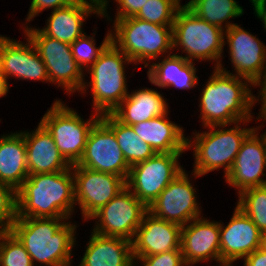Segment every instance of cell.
Here are the masks:
<instances>
[{
  "instance_id": "6da1fadb",
  "label": "cell",
  "mask_w": 266,
  "mask_h": 266,
  "mask_svg": "<svg viewBox=\"0 0 266 266\" xmlns=\"http://www.w3.org/2000/svg\"><path fill=\"white\" fill-rule=\"evenodd\" d=\"M67 218L17 217L10 231L34 266H72L78 223Z\"/></svg>"
},
{
  "instance_id": "7a4b0ae2",
  "label": "cell",
  "mask_w": 266,
  "mask_h": 266,
  "mask_svg": "<svg viewBox=\"0 0 266 266\" xmlns=\"http://www.w3.org/2000/svg\"><path fill=\"white\" fill-rule=\"evenodd\" d=\"M213 69L199 95L198 117L201 125H234L257 119L252 111L255 107L253 84L219 68Z\"/></svg>"
},
{
  "instance_id": "3957f363",
  "label": "cell",
  "mask_w": 266,
  "mask_h": 266,
  "mask_svg": "<svg viewBox=\"0 0 266 266\" xmlns=\"http://www.w3.org/2000/svg\"><path fill=\"white\" fill-rule=\"evenodd\" d=\"M16 197L17 217L72 219L76 208L72 167L29 175L16 191Z\"/></svg>"
},
{
  "instance_id": "277c9868",
  "label": "cell",
  "mask_w": 266,
  "mask_h": 266,
  "mask_svg": "<svg viewBox=\"0 0 266 266\" xmlns=\"http://www.w3.org/2000/svg\"><path fill=\"white\" fill-rule=\"evenodd\" d=\"M108 9H101L106 23L113 22L111 41L133 62V69L147 68L154 60L173 53V27L136 17L115 19ZM137 65V66H136Z\"/></svg>"
},
{
  "instance_id": "5b68a950",
  "label": "cell",
  "mask_w": 266,
  "mask_h": 266,
  "mask_svg": "<svg viewBox=\"0 0 266 266\" xmlns=\"http://www.w3.org/2000/svg\"><path fill=\"white\" fill-rule=\"evenodd\" d=\"M251 121H255L256 124L258 122L256 119L240 121L234 126L233 124L212 125L202 127L205 131L195 130L190 137L187 135L186 149L193 152L195 159L192 171L204 177L209 172L220 171L222 168L225 178L234 164L243 141L256 128L248 127Z\"/></svg>"
},
{
  "instance_id": "8992f818",
  "label": "cell",
  "mask_w": 266,
  "mask_h": 266,
  "mask_svg": "<svg viewBox=\"0 0 266 266\" xmlns=\"http://www.w3.org/2000/svg\"><path fill=\"white\" fill-rule=\"evenodd\" d=\"M132 63L111 41L97 61L84 72L85 79L79 94L83 97L91 91L93 112L99 115L112 113L128 96V72L125 68Z\"/></svg>"
},
{
  "instance_id": "52a82bcc",
  "label": "cell",
  "mask_w": 266,
  "mask_h": 266,
  "mask_svg": "<svg viewBox=\"0 0 266 266\" xmlns=\"http://www.w3.org/2000/svg\"><path fill=\"white\" fill-rule=\"evenodd\" d=\"M172 27L174 54L193 62H212L213 68L219 67L225 51L222 28L197 17L184 4L177 10Z\"/></svg>"
},
{
  "instance_id": "ba28073f",
  "label": "cell",
  "mask_w": 266,
  "mask_h": 266,
  "mask_svg": "<svg viewBox=\"0 0 266 266\" xmlns=\"http://www.w3.org/2000/svg\"><path fill=\"white\" fill-rule=\"evenodd\" d=\"M54 100L40 122L51 133L63 157L74 165L82 158L90 130L101 115L91 111L89 119L85 120L77 109L70 108L59 98Z\"/></svg>"
},
{
  "instance_id": "9c48e42d",
  "label": "cell",
  "mask_w": 266,
  "mask_h": 266,
  "mask_svg": "<svg viewBox=\"0 0 266 266\" xmlns=\"http://www.w3.org/2000/svg\"><path fill=\"white\" fill-rule=\"evenodd\" d=\"M22 31L37 48L46 66L49 84L62 88L68 96L80 93L85 73L74 58L71 45L46 36L39 27L30 24Z\"/></svg>"
},
{
  "instance_id": "30bf717a",
  "label": "cell",
  "mask_w": 266,
  "mask_h": 266,
  "mask_svg": "<svg viewBox=\"0 0 266 266\" xmlns=\"http://www.w3.org/2000/svg\"><path fill=\"white\" fill-rule=\"evenodd\" d=\"M185 152L156 153L130 167L126 187L147 207L178 176L184 167L179 162Z\"/></svg>"
},
{
  "instance_id": "8fae6325",
  "label": "cell",
  "mask_w": 266,
  "mask_h": 266,
  "mask_svg": "<svg viewBox=\"0 0 266 266\" xmlns=\"http://www.w3.org/2000/svg\"><path fill=\"white\" fill-rule=\"evenodd\" d=\"M147 212L148 207L125 187L89 220L99 235L132 241Z\"/></svg>"
},
{
  "instance_id": "7c38bea8",
  "label": "cell",
  "mask_w": 266,
  "mask_h": 266,
  "mask_svg": "<svg viewBox=\"0 0 266 266\" xmlns=\"http://www.w3.org/2000/svg\"><path fill=\"white\" fill-rule=\"evenodd\" d=\"M199 177L201 176L193 171L189 175L184 169L153 201L148 207V212L156 218L181 226L204 216L202 205L198 202V191L196 192L198 189L192 182V178L198 179Z\"/></svg>"
},
{
  "instance_id": "4fadbf2b",
  "label": "cell",
  "mask_w": 266,
  "mask_h": 266,
  "mask_svg": "<svg viewBox=\"0 0 266 266\" xmlns=\"http://www.w3.org/2000/svg\"><path fill=\"white\" fill-rule=\"evenodd\" d=\"M76 209L79 206L84 222L111 201L125 187L126 181L118 175L72 166Z\"/></svg>"
},
{
  "instance_id": "5bb4252c",
  "label": "cell",
  "mask_w": 266,
  "mask_h": 266,
  "mask_svg": "<svg viewBox=\"0 0 266 266\" xmlns=\"http://www.w3.org/2000/svg\"><path fill=\"white\" fill-rule=\"evenodd\" d=\"M251 33L238 24L224 31V47H228V60L234 71L226 69L224 62L218 68L254 84L266 66V45Z\"/></svg>"
},
{
  "instance_id": "9a60e30c",
  "label": "cell",
  "mask_w": 266,
  "mask_h": 266,
  "mask_svg": "<svg viewBox=\"0 0 266 266\" xmlns=\"http://www.w3.org/2000/svg\"><path fill=\"white\" fill-rule=\"evenodd\" d=\"M257 121L262 124L259 123L245 138L230 172L224 178L237 195L246 189L266 185V147L263 136L259 134L265 124L263 119Z\"/></svg>"
},
{
  "instance_id": "2e32d148",
  "label": "cell",
  "mask_w": 266,
  "mask_h": 266,
  "mask_svg": "<svg viewBox=\"0 0 266 266\" xmlns=\"http://www.w3.org/2000/svg\"><path fill=\"white\" fill-rule=\"evenodd\" d=\"M72 166L118 175L125 181L130 171L114 132L101 119L90 130L82 158Z\"/></svg>"
},
{
  "instance_id": "e0dca14e",
  "label": "cell",
  "mask_w": 266,
  "mask_h": 266,
  "mask_svg": "<svg viewBox=\"0 0 266 266\" xmlns=\"http://www.w3.org/2000/svg\"><path fill=\"white\" fill-rule=\"evenodd\" d=\"M219 227L221 266H235V261L261 247L263 233L236 205L229 222L219 220Z\"/></svg>"
},
{
  "instance_id": "ac0fdd59",
  "label": "cell",
  "mask_w": 266,
  "mask_h": 266,
  "mask_svg": "<svg viewBox=\"0 0 266 266\" xmlns=\"http://www.w3.org/2000/svg\"><path fill=\"white\" fill-rule=\"evenodd\" d=\"M181 250L187 266L213 261L221 266L219 221L201 216L183 225Z\"/></svg>"
},
{
  "instance_id": "d6986e66",
  "label": "cell",
  "mask_w": 266,
  "mask_h": 266,
  "mask_svg": "<svg viewBox=\"0 0 266 266\" xmlns=\"http://www.w3.org/2000/svg\"><path fill=\"white\" fill-rule=\"evenodd\" d=\"M101 17V4L98 0H76L75 2L51 11L46 26L40 30L51 38L72 44L86 32V20L93 15Z\"/></svg>"
},
{
  "instance_id": "ffe728a7",
  "label": "cell",
  "mask_w": 266,
  "mask_h": 266,
  "mask_svg": "<svg viewBox=\"0 0 266 266\" xmlns=\"http://www.w3.org/2000/svg\"><path fill=\"white\" fill-rule=\"evenodd\" d=\"M182 226L162 220L147 212L132 240L133 256H149L181 250Z\"/></svg>"
},
{
  "instance_id": "44dd1931",
  "label": "cell",
  "mask_w": 266,
  "mask_h": 266,
  "mask_svg": "<svg viewBox=\"0 0 266 266\" xmlns=\"http://www.w3.org/2000/svg\"><path fill=\"white\" fill-rule=\"evenodd\" d=\"M24 141L29 175L66 171L72 167L40 121L34 130H24Z\"/></svg>"
},
{
  "instance_id": "7402d4cb",
  "label": "cell",
  "mask_w": 266,
  "mask_h": 266,
  "mask_svg": "<svg viewBox=\"0 0 266 266\" xmlns=\"http://www.w3.org/2000/svg\"><path fill=\"white\" fill-rule=\"evenodd\" d=\"M147 68L148 80L162 89L191 90L199 85L196 62L174 53L154 60Z\"/></svg>"
},
{
  "instance_id": "603a6c76",
  "label": "cell",
  "mask_w": 266,
  "mask_h": 266,
  "mask_svg": "<svg viewBox=\"0 0 266 266\" xmlns=\"http://www.w3.org/2000/svg\"><path fill=\"white\" fill-rule=\"evenodd\" d=\"M130 91L112 112L123 124L132 126L170 111L167 98H164L163 93L158 92L157 88L155 90L151 87H141Z\"/></svg>"
},
{
  "instance_id": "cb8c5ba5",
  "label": "cell",
  "mask_w": 266,
  "mask_h": 266,
  "mask_svg": "<svg viewBox=\"0 0 266 266\" xmlns=\"http://www.w3.org/2000/svg\"><path fill=\"white\" fill-rule=\"evenodd\" d=\"M170 111L162 116L132 125L136 135L150 145L156 153L187 152L184 127L169 118Z\"/></svg>"
},
{
  "instance_id": "d4e9b609",
  "label": "cell",
  "mask_w": 266,
  "mask_h": 266,
  "mask_svg": "<svg viewBox=\"0 0 266 266\" xmlns=\"http://www.w3.org/2000/svg\"><path fill=\"white\" fill-rule=\"evenodd\" d=\"M89 237L78 266H131L134 263L132 241L93 231Z\"/></svg>"
},
{
  "instance_id": "484cf974",
  "label": "cell",
  "mask_w": 266,
  "mask_h": 266,
  "mask_svg": "<svg viewBox=\"0 0 266 266\" xmlns=\"http://www.w3.org/2000/svg\"><path fill=\"white\" fill-rule=\"evenodd\" d=\"M29 176L24 130L0 135V183L17 191Z\"/></svg>"
},
{
  "instance_id": "4316f807",
  "label": "cell",
  "mask_w": 266,
  "mask_h": 266,
  "mask_svg": "<svg viewBox=\"0 0 266 266\" xmlns=\"http://www.w3.org/2000/svg\"><path fill=\"white\" fill-rule=\"evenodd\" d=\"M113 132L129 167L154 156V149L134 132L131 125L120 122L112 113L100 118Z\"/></svg>"
},
{
  "instance_id": "83f0119b",
  "label": "cell",
  "mask_w": 266,
  "mask_h": 266,
  "mask_svg": "<svg viewBox=\"0 0 266 266\" xmlns=\"http://www.w3.org/2000/svg\"><path fill=\"white\" fill-rule=\"evenodd\" d=\"M184 5L197 17L224 31L237 24L230 21L232 18L241 17L245 13L236 0H188Z\"/></svg>"
},
{
  "instance_id": "f1b7e54d",
  "label": "cell",
  "mask_w": 266,
  "mask_h": 266,
  "mask_svg": "<svg viewBox=\"0 0 266 266\" xmlns=\"http://www.w3.org/2000/svg\"><path fill=\"white\" fill-rule=\"evenodd\" d=\"M24 42L0 34V70L9 80L23 81Z\"/></svg>"
},
{
  "instance_id": "f546056e",
  "label": "cell",
  "mask_w": 266,
  "mask_h": 266,
  "mask_svg": "<svg viewBox=\"0 0 266 266\" xmlns=\"http://www.w3.org/2000/svg\"><path fill=\"white\" fill-rule=\"evenodd\" d=\"M237 197L235 205L250 217L263 234L266 233V185L246 189Z\"/></svg>"
},
{
  "instance_id": "4dcf8cb0",
  "label": "cell",
  "mask_w": 266,
  "mask_h": 266,
  "mask_svg": "<svg viewBox=\"0 0 266 266\" xmlns=\"http://www.w3.org/2000/svg\"><path fill=\"white\" fill-rule=\"evenodd\" d=\"M93 31L94 32L90 35H87L85 33L83 36L77 38L71 44L72 54L77 64L81 67V69L84 72L97 61L101 52L111 42V29H110L106 32L102 43L97 47L96 45L97 41L95 39L97 29L93 28Z\"/></svg>"
},
{
  "instance_id": "1f68e13d",
  "label": "cell",
  "mask_w": 266,
  "mask_h": 266,
  "mask_svg": "<svg viewBox=\"0 0 266 266\" xmlns=\"http://www.w3.org/2000/svg\"><path fill=\"white\" fill-rule=\"evenodd\" d=\"M182 5L178 0H148L134 17L159 25L173 26L176 12Z\"/></svg>"
},
{
  "instance_id": "d6a6232c",
  "label": "cell",
  "mask_w": 266,
  "mask_h": 266,
  "mask_svg": "<svg viewBox=\"0 0 266 266\" xmlns=\"http://www.w3.org/2000/svg\"><path fill=\"white\" fill-rule=\"evenodd\" d=\"M0 263L1 266H34L23 244L11 231L1 235Z\"/></svg>"
},
{
  "instance_id": "836d02e7",
  "label": "cell",
  "mask_w": 266,
  "mask_h": 266,
  "mask_svg": "<svg viewBox=\"0 0 266 266\" xmlns=\"http://www.w3.org/2000/svg\"><path fill=\"white\" fill-rule=\"evenodd\" d=\"M24 66H23V81H40L49 84V76L46 66L37 51V48L24 34Z\"/></svg>"
},
{
  "instance_id": "e575fe53",
  "label": "cell",
  "mask_w": 266,
  "mask_h": 266,
  "mask_svg": "<svg viewBox=\"0 0 266 266\" xmlns=\"http://www.w3.org/2000/svg\"><path fill=\"white\" fill-rule=\"evenodd\" d=\"M16 218V191L12 187L0 183V227L4 231H10Z\"/></svg>"
},
{
  "instance_id": "d590c367",
  "label": "cell",
  "mask_w": 266,
  "mask_h": 266,
  "mask_svg": "<svg viewBox=\"0 0 266 266\" xmlns=\"http://www.w3.org/2000/svg\"><path fill=\"white\" fill-rule=\"evenodd\" d=\"M136 266H187L182 250H171L149 256H133Z\"/></svg>"
},
{
  "instance_id": "8d00e7d4",
  "label": "cell",
  "mask_w": 266,
  "mask_h": 266,
  "mask_svg": "<svg viewBox=\"0 0 266 266\" xmlns=\"http://www.w3.org/2000/svg\"><path fill=\"white\" fill-rule=\"evenodd\" d=\"M75 1L76 0H31L29 11L25 17V22L21 23V28L28 26L29 23L34 21V18L42 14L43 11L50 9L54 11L57 8L65 7Z\"/></svg>"
},
{
  "instance_id": "74e56055",
  "label": "cell",
  "mask_w": 266,
  "mask_h": 266,
  "mask_svg": "<svg viewBox=\"0 0 266 266\" xmlns=\"http://www.w3.org/2000/svg\"><path fill=\"white\" fill-rule=\"evenodd\" d=\"M116 4L115 19L134 17L148 0H113ZM117 2V3H116Z\"/></svg>"
},
{
  "instance_id": "f35d334b",
  "label": "cell",
  "mask_w": 266,
  "mask_h": 266,
  "mask_svg": "<svg viewBox=\"0 0 266 266\" xmlns=\"http://www.w3.org/2000/svg\"><path fill=\"white\" fill-rule=\"evenodd\" d=\"M257 89L259 91L253 94L254 96V105L257 103L261 104L260 110L258 115L256 116L257 119H266V66L263 68L261 75L259 78L254 82L253 89Z\"/></svg>"
},
{
  "instance_id": "ab89813d",
  "label": "cell",
  "mask_w": 266,
  "mask_h": 266,
  "mask_svg": "<svg viewBox=\"0 0 266 266\" xmlns=\"http://www.w3.org/2000/svg\"><path fill=\"white\" fill-rule=\"evenodd\" d=\"M242 262L243 266H266V250L260 247L246 256Z\"/></svg>"
},
{
  "instance_id": "60d3db41",
  "label": "cell",
  "mask_w": 266,
  "mask_h": 266,
  "mask_svg": "<svg viewBox=\"0 0 266 266\" xmlns=\"http://www.w3.org/2000/svg\"><path fill=\"white\" fill-rule=\"evenodd\" d=\"M255 17L259 19L266 31V0H255L251 2Z\"/></svg>"
},
{
  "instance_id": "b9f144b4",
  "label": "cell",
  "mask_w": 266,
  "mask_h": 266,
  "mask_svg": "<svg viewBox=\"0 0 266 266\" xmlns=\"http://www.w3.org/2000/svg\"><path fill=\"white\" fill-rule=\"evenodd\" d=\"M10 87L9 81L0 70V98L5 97L9 93Z\"/></svg>"
},
{
  "instance_id": "7bdbcfd3",
  "label": "cell",
  "mask_w": 266,
  "mask_h": 266,
  "mask_svg": "<svg viewBox=\"0 0 266 266\" xmlns=\"http://www.w3.org/2000/svg\"><path fill=\"white\" fill-rule=\"evenodd\" d=\"M99 3L101 4V9H108L110 7L109 2H111V0H98Z\"/></svg>"
},
{
  "instance_id": "ee69618b",
  "label": "cell",
  "mask_w": 266,
  "mask_h": 266,
  "mask_svg": "<svg viewBox=\"0 0 266 266\" xmlns=\"http://www.w3.org/2000/svg\"><path fill=\"white\" fill-rule=\"evenodd\" d=\"M261 247L266 250V233L263 234Z\"/></svg>"
},
{
  "instance_id": "f6af8a7d",
  "label": "cell",
  "mask_w": 266,
  "mask_h": 266,
  "mask_svg": "<svg viewBox=\"0 0 266 266\" xmlns=\"http://www.w3.org/2000/svg\"><path fill=\"white\" fill-rule=\"evenodd\" d=\"M263 122L266 123V119H263ZM261 135L263 136V140H264L265 147H266V129H265L264 133H261Z\"/></svg>"
},
{
  "instance_id": "bcb514c9",
  "label": "cell",
  "mask_w": 266,
  "mask_h": 266,
  "mask_svg": "<svg viewBox=\"0 0 266 266\" xmlns=\"http://www.w3.org/2000/svg\"><path fill=\"white\" fill-rule=\"evenodd\" d=\"M0 260H1V236H0ZM1 266V263H0Z\"/></svg>"
},
{
  "instance_id": "7dc6e473",
  "label": "cell",
  "mask_w": 266,
  "mask_h": 266,
  "mask_svg": "<svg viewBox=\"0 0 266 266\" xmlns=\"http://www.w3.org/2000/svg\"><path fill=\"white\" fill-rule=\"evenodd\" d=\"M5 231L0 227V236L4 233Z\"/></svg>"
}]
</instances>
